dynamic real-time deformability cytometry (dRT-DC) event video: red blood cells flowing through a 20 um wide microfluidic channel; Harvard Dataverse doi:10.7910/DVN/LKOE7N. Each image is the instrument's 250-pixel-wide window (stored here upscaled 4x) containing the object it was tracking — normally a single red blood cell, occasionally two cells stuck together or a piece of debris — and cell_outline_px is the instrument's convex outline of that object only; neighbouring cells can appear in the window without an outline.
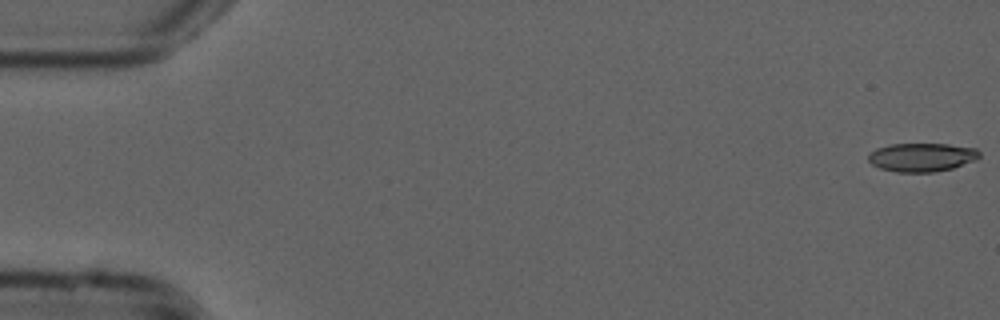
{"species": "common noctule bat (a hibernating species)", "species_latin": "Nyctalus noctula", "temperature_condition": "cold", "stored_images_in_passage": 13, "camera_frame_rate_fps": 3000, "um_per_image_px": 0.085, "animal": {"sex": "male", "forearm_length_mm": 52.5}, "frame": {"image": 1, "passage_image": 1, "time_ms": 0.0, "image_size_px": [1000, 320], "cell_outline_px": [[980, 156], [976, 160], [952, 168], [932, 172], [896, 172], [880, 168], [872, 164], [868, 160], [868, 156], [876, 148], [892, 144], [948, 144], [976, 148], [980, 152]], "centroid_in_image_um": [78.37, 13.36], "position_along_channel_um": 6.6, "area_um2": 18.44}}